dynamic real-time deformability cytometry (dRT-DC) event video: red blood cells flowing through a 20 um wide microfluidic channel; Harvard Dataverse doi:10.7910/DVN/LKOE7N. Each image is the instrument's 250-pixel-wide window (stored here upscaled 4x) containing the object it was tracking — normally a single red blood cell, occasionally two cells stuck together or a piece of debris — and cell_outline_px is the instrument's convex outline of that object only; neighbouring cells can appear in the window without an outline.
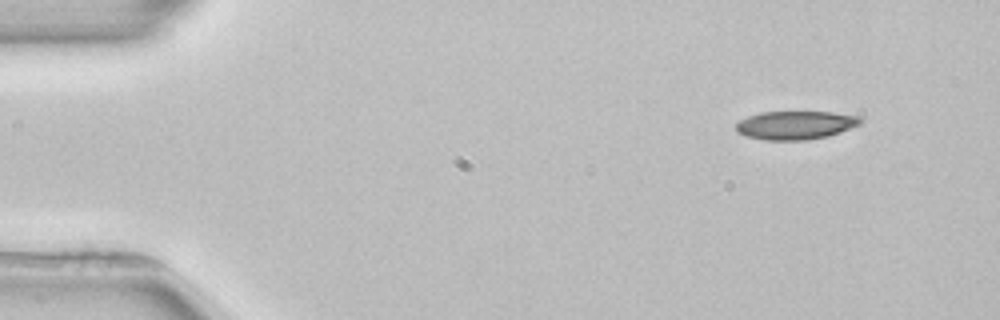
{"species": "common noctule bat (a hibernating species)", "species_latin": "Nyctalus noctula", "temperature_condition": "room temperature", "stored_images_in_passage": 5, "camera_frame_rate_fps": 3000, "um_per_image_px": 0.085, "animal": {"sex": "female", "body_mass_g": 22.7, "forearm_length_mm": 54.2}, "frame": {"image": 1, "passage_image": 1, "time_ms": 0.0, "image_size_px": [1000, 320], "cell_outline_px": [[860, 124], [840, 132], [828, 136], [808, 140], [764, 140], [744, 136], [736, 132], [736, 124], [740, 120], [748, 116], [760, 112], [832, 112], [856, 116], [860, 120]], "centroid_in_image_um": [67.55, 10.65], "position_along_channel_um": 17.4, "area_um2": 20.58}}
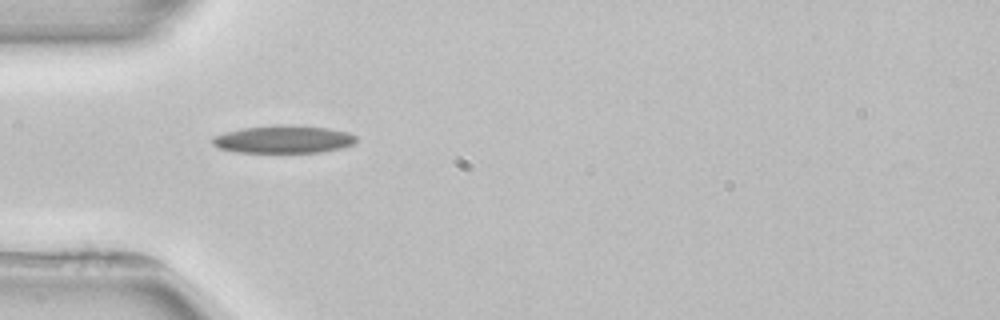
{"frame": {"image": 2, "passage_image": 4, "time_ms": 3.667, "image_size_px": [1000, 320], "cell_outline_px": [[356, 140], [352, 144], [340, 148], [320, 152], [240, 152], [220, 148], [212, 144], [212, 136], [244, 128], [276, 124], [292, 124], [328, 128], [348, 132], [356, 136]], "centroid_in_image_um": [24.11, 11.82], "position_along_channel_um": 60.9, "area_um2": 23.12}}